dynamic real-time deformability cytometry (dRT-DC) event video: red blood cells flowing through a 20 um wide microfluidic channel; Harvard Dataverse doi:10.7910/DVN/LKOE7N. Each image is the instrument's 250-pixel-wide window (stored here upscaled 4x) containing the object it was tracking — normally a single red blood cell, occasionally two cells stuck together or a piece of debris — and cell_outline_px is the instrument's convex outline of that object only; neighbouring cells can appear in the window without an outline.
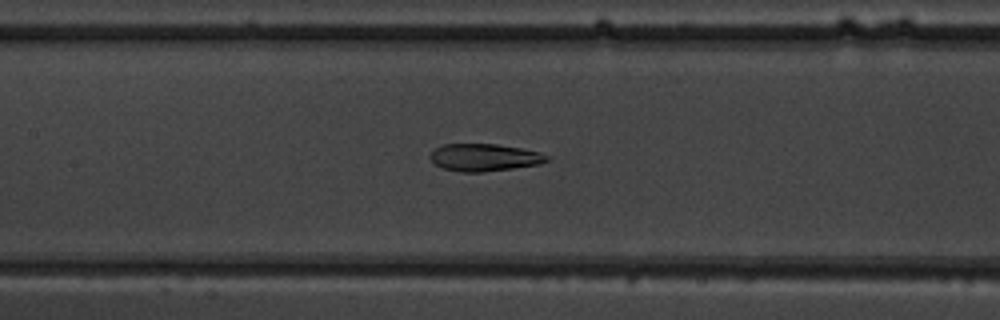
{"species": "common noctule bat (a hibernating species)", "species_latin": "Nyctalus noctula", "temperature_condition": "warm", "stored_images_in_passage": 47, "camera_frame_rate_fps": 3000, "um_per_image_px": 0.085, "animal": {"sex": "male", "body_mass_g": 19.5, "forearm_length_mm": 54.6}, "frame": {"image": 1, "passage_image": 25, "time_ms": 8.0, "image_size_px": [1000, 320], "cell_outline_px": [[552, 160], [540, 164], [484, 172], [460, 172], [444, 168], [436, 164], [428, 156], [436, 148], [444, 144], [496, 144], [520, 148], [540, 152], [552, 156]], "centroid_in_image_um": [41.23, 13.38], "position_along_channel_um": 166.2, "area_um2": 18.67}}
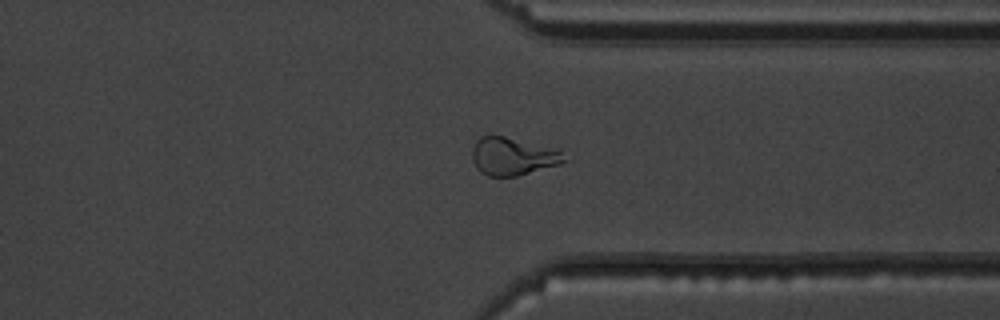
{"frame": {"image": 2, "passage_image": 40, "time_ms": 13.0, "image_size_px": [1000, 320], "cell_outline_px": [[568, 160], [560, 164], [516, 176], [488, 176], [480, 172], [476, 168], [472, 160], [472, 148], [476, 140], [480, 136], [504, 136], [556, 148]], "centroid_in_image_um": [43.56, 13.29], "position_along_channel_um": 367.8, "area_um2": 20.29}}
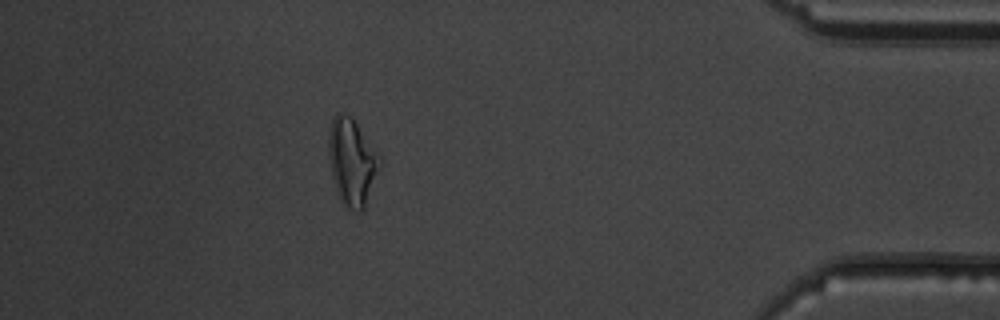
{"frame": {"image": 3, "passage_image": 46, "time_ms": 15.0, "image_size_px": [1000, 320], "cell_outline_px": [[384, 160], [364, 208], [360, 212], [356, 212], [348, 208], [340, 200], [332, 176], [328, 156], [328, 132], [332, 120], [336, 112], [344, 112], [352, 116]], "centroid_in_image_um": [29.94, 13.72], "position_along_channel_um": 405.3, "area_um2": 26.41}}